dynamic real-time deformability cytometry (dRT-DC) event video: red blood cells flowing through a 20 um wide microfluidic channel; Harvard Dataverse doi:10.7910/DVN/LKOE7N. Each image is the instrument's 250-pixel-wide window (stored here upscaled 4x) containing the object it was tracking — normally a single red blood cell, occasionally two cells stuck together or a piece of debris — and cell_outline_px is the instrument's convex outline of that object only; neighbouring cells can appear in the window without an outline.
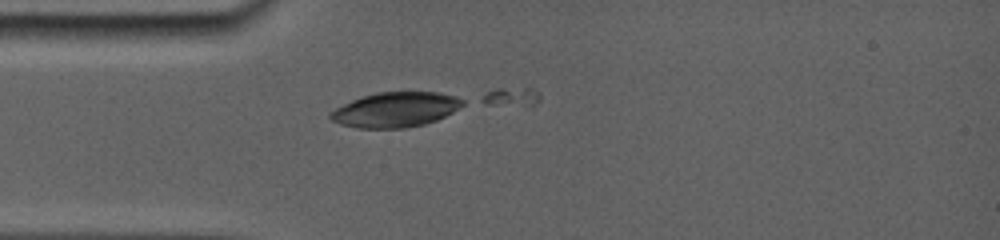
{"species": "common noctule bat (a hibernating species)", "species_latin": "Nyctalus noctula", "temperature_condition": "room temperature", "stored_images_in_passage": 4, "camera_frame_rate_fps": 5000, "um_per_image_px": 0.085, "animal": {"sex": "female", "body_mass_g": 19.0, "forearm_length_mm": 56.7}, "frame": {"image": 1, "passage_image": 1, "time_ms": 0.0, "image_size_px": [1000, 240], "cell_outline_px": [[464, 104], [452, 112], [436, 120], [424, 124], [400, 128], [360, 128], [344, 124], [332, 120], [328, 116], [336, 108], [360, 96], [376, 92], [440, 92], [456, 96], [464, 100]], "centroid_in_image_um": [33.64, 9.3], "position_along_channel_um": 51.4, "area_um2": 26.65}}